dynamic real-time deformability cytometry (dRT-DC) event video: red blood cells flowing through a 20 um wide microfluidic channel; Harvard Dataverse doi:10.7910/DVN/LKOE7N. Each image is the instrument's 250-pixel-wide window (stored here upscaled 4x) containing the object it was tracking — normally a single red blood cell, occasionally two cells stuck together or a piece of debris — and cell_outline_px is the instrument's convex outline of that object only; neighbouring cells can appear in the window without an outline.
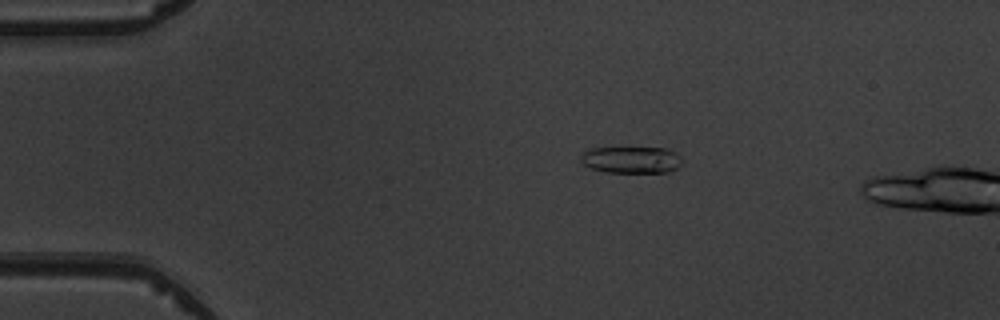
{"species": "common noctule bat (a hibernating species)", "species_latin": "Nyctalus noctula", "temperature_condition": "warm", "stored_images_in_passage": 4, "camera_frame_rate_fps": 3000, "um_per_image_px": 0.085, "animal": {"sex": "male", "body_mass_g": 19.5, "forearm_length_mm": 54.6}, "frame": {"image": 1, "passage_image": 4, "time_ms": 4.333, "image_size_px": [1000, 320], "cell_outline_px": [[684, 160], [676, 168], [668, 172], [604, 172], [592, 168], [584, 164], [580, 160], [580, 156], [584, 152], [592, 148], [664, 148], [676, 152]], "centroid_in_image_um": [53.68, 13.58], "position_along_channel_um": 31.3, "area_um2": 15.72}}